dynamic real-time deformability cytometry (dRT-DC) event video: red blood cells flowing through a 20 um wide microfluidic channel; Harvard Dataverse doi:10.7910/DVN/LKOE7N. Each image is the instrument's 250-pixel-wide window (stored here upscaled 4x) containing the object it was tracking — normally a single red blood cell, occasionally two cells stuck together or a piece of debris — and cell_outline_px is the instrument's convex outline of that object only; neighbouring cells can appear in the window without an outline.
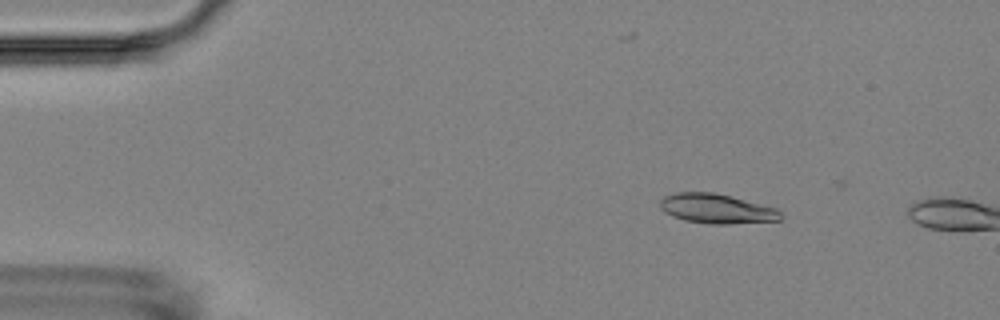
{"species": "Egyptian fruit bat (a non-hibernating species)", "species_latin": "Rousettus aegyptiacus", "temperature_condition": "room temperature", "stored_images_in_passage": 2, "camera_frame_rate_fps": 3000, "um_per_image_px": 0.085, "animal": {"sex": "female"}, "frame": {"image": 1, "passage_image": 1, "time_ms": 0.0, "image_size_px": [1000, 320], "cell_outline_px": [[784, 216], [780, 220], [728, 224], [708, 224], [684, 220], [672, 216], [664, 212], [660, 208], [660, 200], [664, 196], [676, 192], [716, 192], [732, 196], [776, 208]], "centroid_in_image_um": [60.9, 17.73], "position_along_channel_um": 24.1, "area_um2": 20.98}}